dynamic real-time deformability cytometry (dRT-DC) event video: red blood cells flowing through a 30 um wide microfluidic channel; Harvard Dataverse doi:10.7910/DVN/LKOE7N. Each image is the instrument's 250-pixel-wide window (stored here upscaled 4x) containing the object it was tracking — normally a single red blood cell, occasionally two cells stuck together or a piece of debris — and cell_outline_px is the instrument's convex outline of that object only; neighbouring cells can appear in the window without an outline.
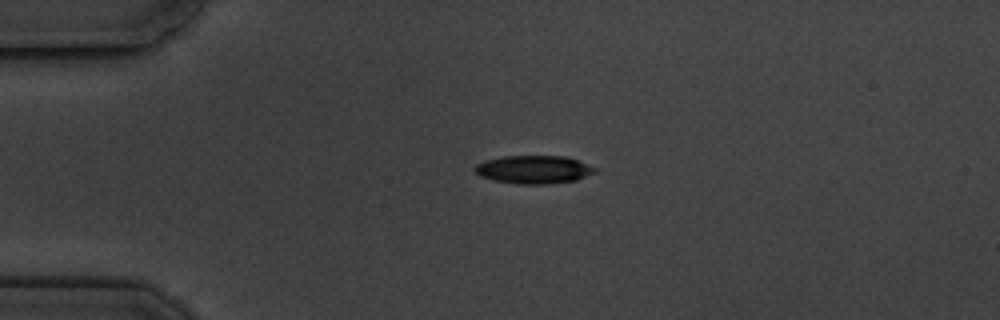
{"species": "common noctule bat (a hibernating species)", "species_latin": "Nyctalus noctula", "temperature_condition": "cold", "stored_images_in_passage": 4, "camera_frame_rate_fps": 3000, "um_per_image_px": 0.085, "animal": {"sex": "male", "body_mass_g": 19.5, "forearm_length_mm": 54.6}, "frame": {"image": 1, "passage_image": 3, "time_ms": 2.333, "image_size_px": [1000, 320], "cell_outline_px": [[596, 172], [576, 180], [548, 184], [516, 184], [492, 180], [480, 176], [472, 168], [476, 164], [484, 160], [504, 156], [564, 156], [576, 160], [596, 168]], "centroid_in_image_um": [45.31, 14.41], "position_along_channel_um": 39.7, "area_um2": 19.71}}